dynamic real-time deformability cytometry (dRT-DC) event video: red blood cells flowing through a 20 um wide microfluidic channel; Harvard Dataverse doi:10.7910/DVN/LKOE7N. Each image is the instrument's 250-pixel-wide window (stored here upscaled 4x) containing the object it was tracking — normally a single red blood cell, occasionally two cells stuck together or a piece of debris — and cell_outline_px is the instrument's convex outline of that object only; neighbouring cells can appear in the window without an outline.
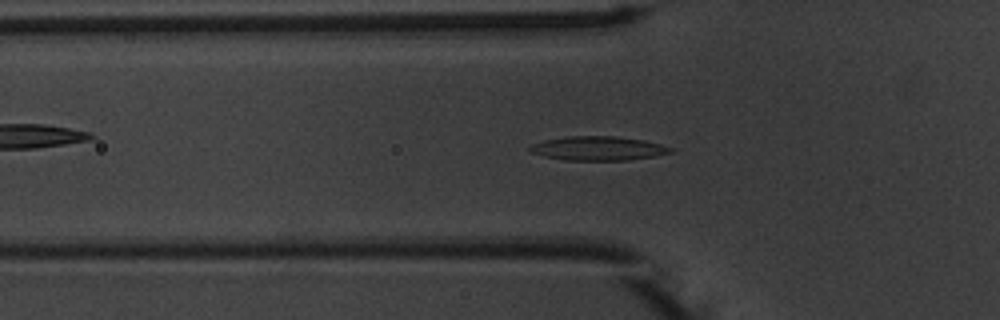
{"species": "common noctule bat (a hibernating species)", "species_latin": "Nyctalus noctula", "temperature_condition": "warm", "stored_images_in_passage": 51, "camera_frame_rate_fps": 3000, "um_per_image_px": 0.085, "animal": {"sex": "male", "body_mass_g": 20.1, "forearm_length_mm": 53.5}, "frame": {"image": 1, "passage_image": 15, "time_ms": 4.667, "image_size_px": [1000, 320], "cell_outline_px": [[676, 148], [672, 152], [656, 156], [628, 160], [564, 160], [544, 156], [532, 152], [528, 148], [532, 144], [544, 140], [568, 136], [616, 136], [644, 140]], "centroid_in_image_um": [50.88, 12.61], "position_along_channel_um": 74.9, "area_um2": 19.77}}
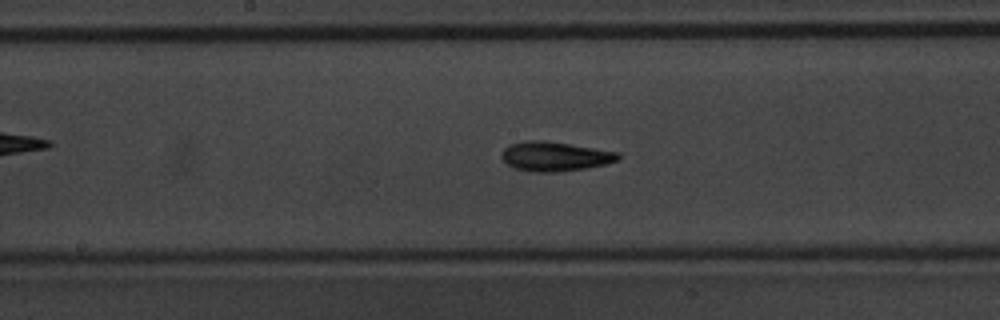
{"frame": {"image": 2, "passage_image": 25, "time_ms": 8.0, "image_size_px": [1000, 320], "cell_outline_px": [[620, 156], [616, 160], [604, 164], [588, 168], [556, 172], [528, 172], [512, 168], [500, 156], [504, 148], [512, 144], [528, 140], [544, 140], [572, 144], [620, 152]], "centroid_in_image_um": [47.15, 13.3], "position_along_channel_um": 201.1, "area_um2": 20.11}}
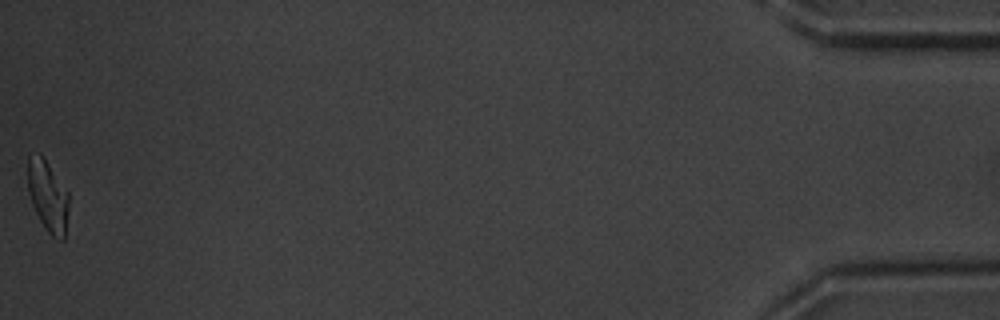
{"frame": {"image": 3, "passage_image": 51, "time_ms": 16.667, "image_size_px": [1000, 320], "cell_outline_px": [[68, 212], [64, 240], [60, 240], [52, 236], [44, 228], [32, 204], [28, 192], [28, 156], [40, 152], [44, 156], [68, 192]], "centroid_in_image_um": [4.06, 16.64], "position_along_channel_um": 431.1, "area_um2": 17.11}, "authors_computed_cell_mechanics": {"area_um2": 18.8428, "velocity_mm_per_s": 3.7549, "shape_relaxation_time_tau1_ms": 4.2216, "shape_relaxation_time_tau2_ms": 2.749, "deformation_change_tau1": 0.1857, "deformation_change_tau2": 0.1108}}